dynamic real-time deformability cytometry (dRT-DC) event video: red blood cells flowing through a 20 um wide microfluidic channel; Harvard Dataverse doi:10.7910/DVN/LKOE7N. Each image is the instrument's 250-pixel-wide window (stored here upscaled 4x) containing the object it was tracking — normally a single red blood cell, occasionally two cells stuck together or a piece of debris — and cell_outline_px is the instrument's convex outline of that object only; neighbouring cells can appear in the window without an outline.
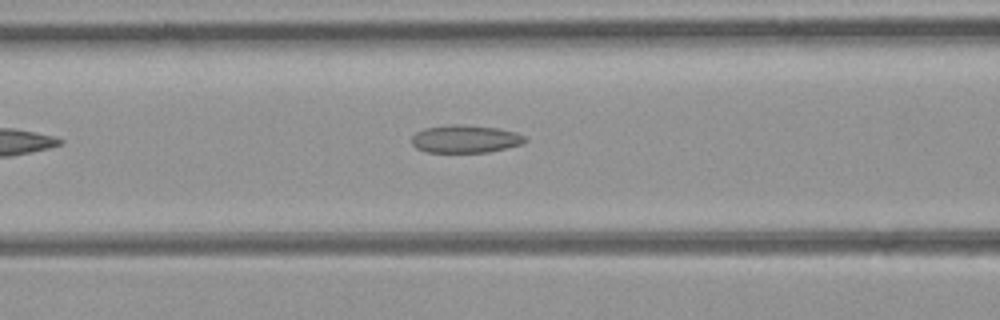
{"species": "common noctule bat (a hibernating species)", "species_latin": "Nyctalus noctula", "temperature_condition": "room temperature", "stored_images_in_passage": 11, "camera_frame_rate_fps": 3000, "um_per_image_px": 0.085, "animal": {"sex": "female", "body_mass_g": 21.9}, "frame": {"image": 1, "passage_image": 5, "time_ms": 1.333, "image_size_px": [1000, 320], "cell_outline_px": [[528, 140], [524, 144], [488, 152], [428, 152], [416, 148], [412, 144], [412, 136], [416, 132], [424, 128], [452, 124], [456, 124], [496, 128], [516, 132], [524, 136]], "centroid_in_image_um": [39.56, 11.81], "position_along_channel_um": 127.0, "area_um2": 18.32}}
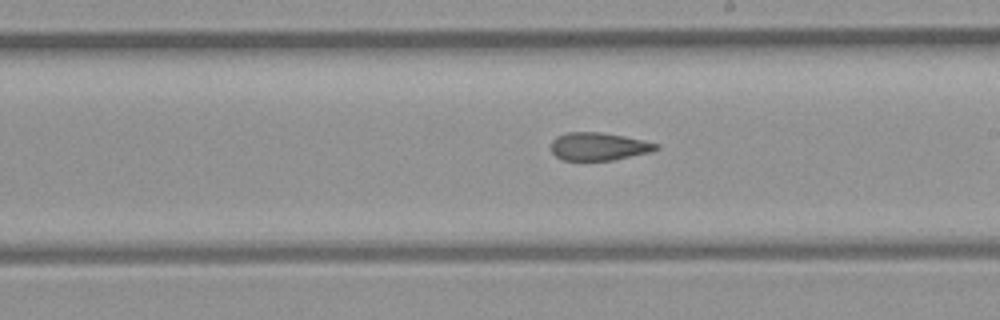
{"frame": {"image": 2, "passage_image": 10, "time_ms": 3.0, "image_size_px": [1000, 320], "cell_outline_px": [[660, 148], [648, 152], [612, 160], [564, 160], [556, 156], [552, 152], [552, 140], [556, 136], [568, 132], [600, 132], [624, 136], [660, 144]], "centroid_in_image_um": [50.87, 12.44], "position_along_channel_um": 238.1, "area_um2": 16.88}}